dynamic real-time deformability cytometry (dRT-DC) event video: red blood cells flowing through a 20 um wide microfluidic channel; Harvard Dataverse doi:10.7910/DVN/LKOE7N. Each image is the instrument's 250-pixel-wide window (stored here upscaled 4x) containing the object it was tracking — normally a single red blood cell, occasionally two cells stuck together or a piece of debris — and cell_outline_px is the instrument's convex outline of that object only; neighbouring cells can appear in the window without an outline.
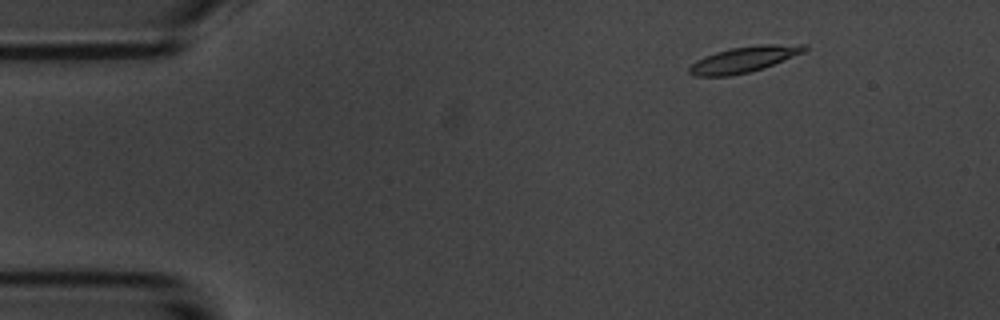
{"species": "common noctule bat (a hibernating species)", "species_latin": "Nyctalus noctula", "temperature_condition": "room temperature", "stored_images_in_passage": 6, "camera_frame_rate_fps": 3000, "um_per_image_px": 0.085, "animal": {"sex": "male", "body_mass_g": 20.1, "forearm_length_mm": 53.5}, "frame": {"image": 1, "passage_image": 1, "time_ms": 0.0, "image_size_px": [1000, 320], "cell_outline_px": [[808, 48], [804, 52], [764, 68], [748, 72], [728, 76], [696, 76], [688, 72], [688, 68], [696, 60], [704, 56], [716, 52], [732, 48], [760, 44], [804, 44]], "centroid_in_image_um": [63.24, 5.04], "position_along_channel_um": 21.8, "area_um2": 17.28}}
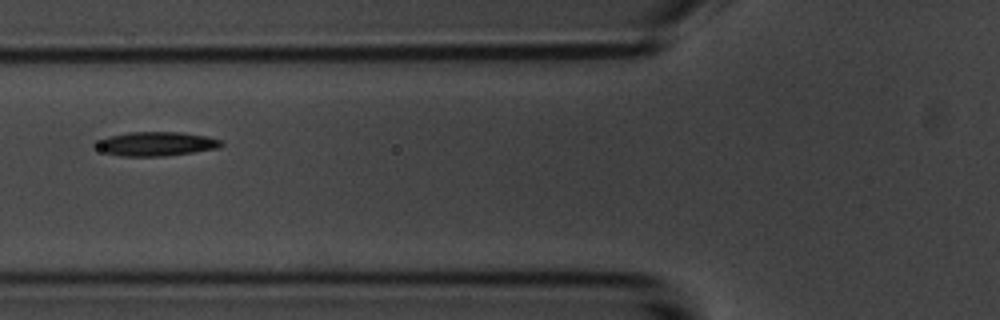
{"frame": {"image": 2, "passage_image": 5, "time_ms": 4.667, "image_size_px": [1000, 320], "cell_outline_px": [[224, 144], [220, 148], [164, 156], [120, 156], [104, 152], [92, 144], [96, 140], [128, 132], [180, 132], [208, 136], [224, 140]], "centroid_in_image_um": [13.3, 12.22], "position_along_channel_um": 112.5, "area_um2": 17.74}}
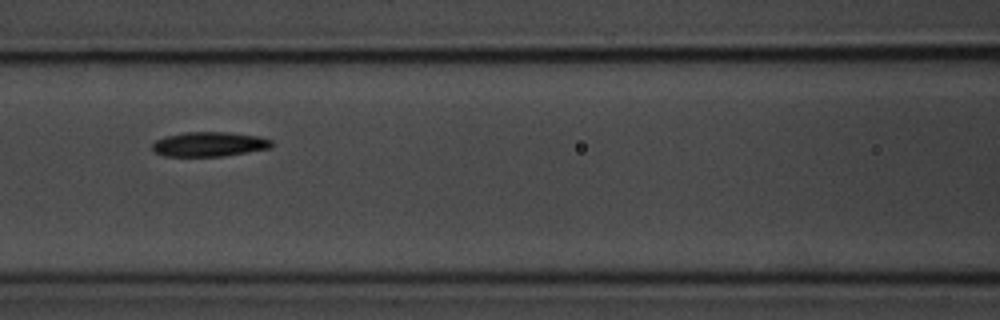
{"frame": {"image": 3, "passage_image": 6, "time_ms": 5.667, "image_size_px": [1000, 320], "cell_outline_px": [[272, 148], [224, 156], [164, 156], [156, 152], [152, 148], [152, 144], [156, 140], [164, 136], [184, 132], [228, 132], [260, 136], [272, 140]], "centroid_in_image_um": [17.81, 12.25], "position_along_channel_um": 148.8, "area_um2": 17.22}}